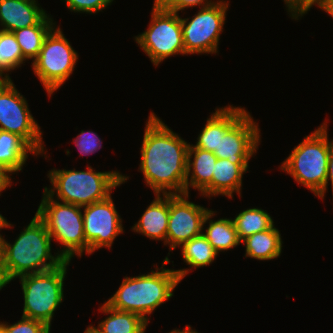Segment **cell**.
Returning a JSON list of instances; mask_svg holds the SVG:
<instances>
[{"label": "cell", "mask_w": 333, "mask_h": 333, "mask_svg": "<svg viewBox=\"0 0 333 333\" xmlns=\"http://www.w3.org/2000/svg\"><path fill=\"white\" fill-rule=\"evenodd\" d=\"M288 14L292 19L299 20L304 14L310 11L313 5H321L323 0H284Z\"/></svg>", "instance_id": "31"}, {"label": "cell", "mask_w": 333, "mask_h": 333, "mask_svg": "<svg viewBox=\"0 0 333 333\" xmlns=\"http://www.w3.org/2000/svg\"><path fill=\"white\" fill-rule=\"evenodd\" d=\"M12 226H13V224L9 223L7 221V219L4 216H2V214H0V231H1V229H4V228H8V227L12 228ZM0 237H3V236L0 234Z\"/></svg>", "instance_id": "37"}, {"label": "cell", "mask_w": 333, "mask_h": 333, "mask_svg": "<svg viewBox=\"0 0 333 333\" xmlns=\"http://www.w3.org/2000/svg\"><path fill=\"white\" fill-rule=\"evenodd\" d=\"M26 60L13 32L0 30V77L11 79L8 72L18 69Z\"/></svg>", "instance_id": "27"}, {"label": "cell", "mask_w": 333, "mask_h": 333, "mask_svg": "<svg viewBox=\"0 0 333 333\" xmlns=\"http://www.w3.org/2000/svg\"><path fill=\"white\" fill-rule=\"evenodd\" d=\"M232 220L240 242L254 233L268 230L274 225L272 217L266 210L255 207L241 211Z\"/></svg>", "instance_id": "26"}, {"label": "cell", "mask_w": 333, "mask_h": 333, "mask_svg": "<svg viewBox=\"0 0 333 333\" xmlns=\"http://www.w3.org/2000/svg\"><path fill=\"white\" fill-rule=\"evenodd\" d=\"M51 187L44 191L55 200L80 207L107 199L114 188L127 182L129 176L119 171H95L87 166L86 171L55 169L48 171Z\"/></svg>", "instance_id": "4"}, {"label": "cell", "mask_w": 333, "mask_h": 333, "mask_svg": "<svg viewBox=\"0 0 333 333\" xmlns=\"http://www.w3.org/2000/svg\"><path fill=\"white\" fill-rule=\"evenodd\" d=\"M39 154L19 135L0 130V168L9 176L22 170L28 154Z\"/></svg>", "instance_id": "19"}, {"label": "cell", "mask_w": 333, "mask_h": 333, "mask_svg": "<svg viewBox=\"0 0 333 333\" xmlns=\"http://www.w3.org/2000/svg\"><path fill=\"white\" fill-rule=\"evenodd\" d=\"M220 1L221 0H218L216 2H214V0H166L161 6L168 11L176 12L179 14L180 11L186 10V8L196 6H199V8H203L216 4Z\"/></svg>", "instance_id": "32"}, {"label": "cell", "mask_w": 333, "mask_h": 333, "mask_svg": "<svg viewBox=\"0 0 333 333\" xmlns=\"http://www.w3.org/2000/svg\"><path fill=\"white\" fill-rule=\"evenodd\" d=\"M246 112V108L241 106L216 108L207 118L194 146L213 153L219 150L220 133H226Z\"/></svg>", "instance_id": "17"}, {"label": "cell", "mask_w": 333, "mask_h": 333, "mask_svg": "<svg viewBox=\"0 0 333 333\" xmlns=\"http://www.w3.org/2000/svg\"><path fill=\"white\" fill-rule=\"evenodd\" d=\"M166 0H154V4L155 6H161Z\"/></svg>", "instance_id": "40"}, {"label": "cell", "mask_w": 333, "mask_h": 333, "mask_svg": "<svg viewBox=\"0 0 333 333\" xmlns=\"http://www.w3.org/2000/svg\"><path fill=\"white\" fill-rule=\"evenodd\" d=\"M229 8L227 0L200 8L192 18H181L185 55L215 54Z\"/></svg>", "instance_id": "11"}, {"label": "cell", "mask_w": 333, "mask_h": 333, "mask_svg": "<svg viewBox=\"0 0 333 333\" xmlns=\"http://www.w3.org/2000/svg\"><path fill=\"white\" fill-rule=\"evenodd\" d=\"M70 261L40 273L19 277L23 291V314L25 318L44 322L51 328L54 312L64 300V280Z\"/></svg>", "instance_id": "7"}, {"label": "cell", "mask_w": 333, "mask_h": 333, "mask_svg": "<svg viewBox=\"0 0 333 333\" xmlns=\"http://www.w3.org/2000/svg\"><path fill=\"white\" fill-rule=\"evenodd\" d=\"M149 114L138 169L154 194H185L190 143L173 132L155 113Z\"/></svg>", "instance_id": "1"}, {"label": "cell", "mask_w": 333, "mask_h": 333, "mask_svg": "<svg viewBox=\"0 0 333 333\" xmlns=\"http://www.w3.org/2000/svg\"><path fill=\"white\" fill-rule=\"evenodd\" d=\"M216 214L215 211L209 210L205 215L203 221L202 234L210 242L213 249L217 252L228 251L236 246L240 245V240L238 239L237 231L235 229L232 219L220 218L218 220H212ZM209 221V222H208ZM209 223L207 229L204 228V224ZM205 229V230H204ZM205 232V233H204Z\"/></svg>", "instance_id": "23"}, {"label": "cell", "mask_w": 333, "mask_h": 333, "mask_svg": "<svg viewBox=\"0 0 333 333\" xmlns=\"http://www.w3.org/2000/svg\"><path fill=\"white\" fill-rule=\"evenodd\" d=\"M86 254L98 249L111 248L116 237L124 233L121 216L112 196L82 207Z\"/></svg>", "instance_id": "12"}, {"label": "cell", "mask_w": 333, "mask_h": 333, "mask_svg": "<svg viewBox=\"0 0 333 333\" xmlns=\"http://www.w3.org/2000/svg\"><path fill=\"white\" fill-rule=\"evenodd\" d=\"M216 160L217 156L213 152L189 145L185 194H189L192 187L197 189L202 197H212V176Z\"/></svg>", "instance_id": "15"}, {"label": "cell", "mask_w": 333, "mask_h": 333, "mask_svg": "<svg viewBox=\"0 0 333 333\" xmlns=\"http://www.w3.org/2000/svg\"><path fill=\"white\" fill-rule=\"evenodd\" d=\"M189 194H169L166 245L169 251L203 232V221L210 209L188 201Z\"/></svg>", "instance_id": "13"}, {"label": "cell", "mask_w": 333, "mask_h": 333, "mask_svg": "<svg viewBox=\"0 0 333 333\" xmlns=\"http://www.w3.org/2000/svg\"><path fill=\"white\" fill-rule=\"evenodd\" d=\"M245 257L266 261L280 257L282 252V239L275 224L268 230L254 233L252 236L244 239Z\"/></svg>", "instance_id": "21"}, {"label": "cell", "mask_w": 333, "mask_h": 333, "mask_svg": "<svg viewBox=\"0 0 333 333\" xmlns=\"http://www.w3.org/2000/svg\"><path fill=\"white\" fill-rule=\"evenodd\" d=\"M35 121L26 98L11 79L0 81V130L22 137L39 155L45 157L42 131Z\"/></svg>", "instance_id": "10"}, {"label": "cell", "mask_w": 333, "mask_h": 333, "mask_svg": "<svg viewBox=\"0 0 333 333\" xmlns=\"http://www.w3.org/2000/svg\"><path fill=\"white\" fill-rule=\"evenodd\" d=\"M319 8L328 13L333 19V0H323Z\"/></svg>", "instance_id": "36"}, {"label": "cell", "mask_w": 333, "mask_h": 333, "mask_svg": "<svg viewBox=\"0 0 333 333\" xmlns=\"http://www.w3.org/2000/svg\"><path fill=\"white\" fill-rule=\"evenodd\" d=\"M12 178L0 168V196L1 192L6 190L12 184Z\"/></svg>", "instance_id": "35"}, {"label": "cell", "mask_w": 333, "mask_h": 333, "mask_svg": "<svg viewBox=\"0 0 333 333\" xmlns=\"http://www.w3.org/2000/svg\"><path fill=\"white\" fill-rule=\"evenodd\" d=\"M51 17L47 14L37 25L13 32L27 61L34 60L38 56L45 37L57 25Z\"/></svg>", "instance_id": "25"}, {"label": "cell", "mask_w": 333, "mask_h": 333, "mask_svg": "<svg viewBox=\"0 0 333 333\" xmlns=\"http://www.w3.org/2000/svg\"><path fill=\"white\" fill-rule=\"evenodd\" d=\"M38 0H0V30L14 32L37 25L46 15Z\"/></svg>", "instance_id": "16"}, {"label": "cell", "mask_w": 333, "mask_h": 333, "mask_svg": "<svg viewBox=\"0 0 333 333\" xmlns=\"http://www.w3.org/2000/svg\"><path fill=\"white\" fill-rule=\"evenodd\" d=\"M329 181L331 182L332 195H333V139L331 141V150H330V155H329V159H328V171H327V178L325 181V186H324L323 191L318 195V197L321 198L322 200L324 199L326 190L328 188Z\"/></svg>", "instance_id": "33"}, {"label": "cell", "mask_w": 333, "mask_h": 333, "mask_svg": "<svg viewBox=\"0 0 333 333\" xmlns=\"http://www.w3.org/2000/svg\"><path fill=\"white\" fill-rule=\"evenodd\" d=\"M248 168L249 164L217 158L212 176V197L222 195L232 199L234 192L241 196L243 174Z\"/></svg>", "instance_id": "20"}, {"label": "cell", "mask_w": 333, "mask_h": 333, "mask_svg": "<svg viewBox=\"0 0 333 333\" xmlns=\"http://www.w3.org/2000/svg\"><path fill=\"white\" fill-rule=\"evenodd\" d=\"M6 286L4 237H0V291Z\"/></svg>", "instance_id": "34"}, {"label": "cell", "mask_w": 333, "mask_h": 333, "mask_svg": "<svg viewBox=\"0 0 333 333\" xmlns=\"http://www.w3.org/2000/svg\"><path fill=\"white\" fill-rule=\"evenodd\" d=\"M72 141L75 143L81 156L94 154L102 148V140L96 133L90 130H82Z\"/></svg>", "instance_id": "29"}, {"label": "cell", "mask_w": 333, "mask_h": 333, "mask_svg": "<svg viewBox=\"0 0 333 333\" xmlns=\"http://www.w3.org/2000/svg\"><path fill=\"white\" fill-rule=\"evenodd\" d=\"M260 128L247 111L226 133H220L217 158L228 159L235 164H249L260 144Z\"/></svg>", "instance_id": "14"}, {"label": "cell", "mask_w": 333, "mask_h": 333, "mask_svg": "<svg viewBox=\"0 0 333 333\" xmlns=\"http://www.w3.org/2000/svg\"><path fill=\"white\" fill-rule=\"evenodd\" d=\"M83 333H100L97 329H95V326L90 325L86 328V330Z\"/></svg>", "instance_id": "39"}, {"label": "cell", "mask_w": 333, "mask_h": 333, "mask_svg": "<svg viewBox=\"0 0 333 333\" xmlns=\"http://www.w3.org/2000/svg\"><path fill=\"white\" fill-rule=\"evenodd\" d=\"M51 241L45 223L36 213L12 244L4 239L6 285L20 276L60 266L65 260L58 252L52 255Z\"/></svg>", "instance_id": "3"}, {"label": "cell", "mask_w": 333, "mask_h": 333, "mask_svg": "<svg viewBox=\"0 0 333 333\" xmlns=\"http://www.w3.org/2000/svg\"><path fill=\"white\" fill-rule=\"evenodd\" d=\"M36 215L45 223L51 239L64 246L58 251L64 260L86 253L82 207L57 201L44 191Z\"/></svg>", "instance_id": "6"}, {"label": "cell", "mask_w": 333, "mask_h": 333, "mask_svg": "<svg viewBox=\"0 0 333 333\" xmlns=\"http://www.w3.org/2000/svg\"><path fill=\"white\" fill-rule=\"evenodd\" d=\"M98 310L107 314L95 327L100 333H145L149 323L135 313L113 309L106 302Z\"/></svg>", "instance_id": "22"}, {"label": "cell", "mask_w": 333, "mask_h": 333, "mask_svg": "<svg viewBox=\"0 0 333 333\" xmlns=\"http://www.w3.org/2000/svg\"><path fill=\"white\" fill-rule=\"evenodd\" d=\"M74 13L95 14L111 5L114 0H61Z\"/></svg>", "instance_id": "30"}, {"label": "cell", "mask_w": 333, "mask_h": 333, "mask_svg": "<svg viewBox=\"0 0 333 333\" xmlns=\"http://www.w3.org/2000/svg\"><path fill=\"white\" fill-rule=\"evenodd\" d=\"M323 122L302 142L295 146L280 169L291 175L295 182L318 196L324 189L328 171L331 141L328 140V125Z\"/></svg>", "instance_id": "5"}, {"label": "cell", "mask_w": 333, "mask_h": 333, "mask_svg": "<svg viewBox=\"0 0 333 333\" xmlns=\"http://www.w3.org/2000/svg\"><path fill=\"white\" fill-rule=\"evenodd\" d=\"M168 333H198L196 330H193L190 325H187L184 330L173 329Z\"/></svg>", "instance_id": "38"}, {"label": "cell", "mask_w": 333, "mask_h": 333, "mask_svg": "<svg viewBox=\"0 0 333 333\" xmlns=\"http://www.w3.org/2000/svg\"><path fill=\"white\" fill-rule=\"evenodd\" d=\"M179 248L182 249L184 262L190 267V269L175 270L180 281L183 280L192 268L209 266L218 256V253L203 234L184 242Z\"/></svg>", "instance_id": "24"}, {"label": "cell", "mask_w": 333, "mask_h": 333, "mask_svg": "<svg viewBox=\"0 0 333 333\" xmlns=\"http://www.w3.org/2000/svg\"><path fill=\"white\" fill-rule=\"evenodd\" d=\"M168 219L169 194H155V199L131 229L152 240L164 241L166 245Z\"/></svg>", "instance_id": "18"}, {"label": "cell", "mask_w": 333, "mask_h": 333, "mask_svg": "<svg viewBox=\"0 0 333 333\" xmlns=\"http://www.w3.org/2000/svg\"><path fill=\"white\" fill-rule=\"evenodd\" d=\"M169 263L166 256L160 268L155 266L156 271L125 276L118 290L105 302L113 309L135 313L148 322L147 315L172 298L173 291L181 282L174 269L163 268Z\"/></svg>", "instance_id": "2"}, {"label": "cell", "mask_w": 333, "mask_h": 333, "mask_svg": "<svg viewBox=\"0 0 333 333\" xmlns=\"http://www.w3.org/2000/svg\"><path fill=\"white\" fill-rule=\"evenodd\" d=\"M77 60L78 53L65 38L60 26H55L45 37L40 53L31 62L34 75L49 98L69 79Z\"/></svg>", "instance_id": "8"}, {"label": "cell", "mask_w": 333, "mask_h": 333, "mask_svg": "<svg viewBox=\"0 0 333 333\" xmlns=\"http://www.w3.org/2000/svg\"><path fill=\"white\" fill-rule=\"evenodd\" d=\"M134 38L154 66L168 57L185 55L181 17L162 6L153 5L147 30Z\"/></svg>", "instance_id": "9"}, {"label": "cell", "mask_w": 333, "mask_h": 333, "mask_svg": "<svg viewBox=\"0 0 333 333\" xmlns=\"http://www.w3.org/2000/svg\"><path fill=\"white\" fill-rule=\"evenodd\" d=\"M8 324V322H0L3 333H50L51 330L44 322L23 316L16 323Z\"/></svg>", "instance_id": "28"}]
</instances>
